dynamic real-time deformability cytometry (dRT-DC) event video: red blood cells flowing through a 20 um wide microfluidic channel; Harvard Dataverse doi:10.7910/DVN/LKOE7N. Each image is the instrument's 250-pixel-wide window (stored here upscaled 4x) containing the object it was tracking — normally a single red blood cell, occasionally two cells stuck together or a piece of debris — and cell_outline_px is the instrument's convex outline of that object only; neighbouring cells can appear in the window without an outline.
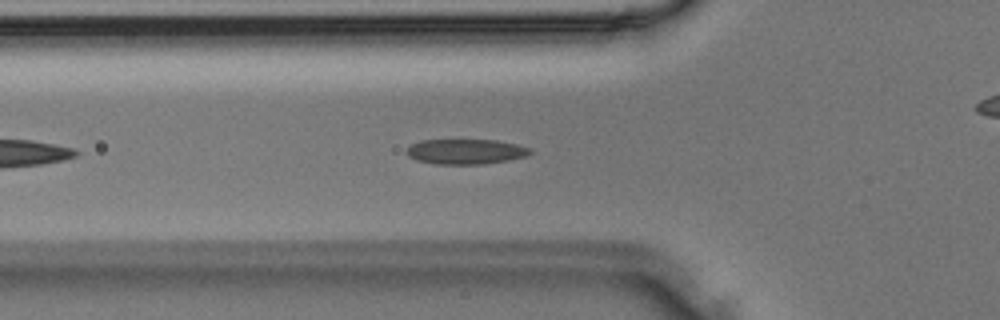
{"species": "Egyptian fruit bat (a non-hibernating species)", "species_latin": "Rousettus aegyptiacus", "temperature_condition": "room temperature", "stored_images_in_passage": 17, "camera_frame_rate_fps": 3000, "um_per_image_px": 0.085, "animal": {"sex": "male"}, "frame": {"image": 1, "passage_image": 5, "time_ms": 1.333, "image_size_px": [1000, 320], "cell_outline_px": [[532, 152], [528, 156], [508, 160], [484, 164], [436, 164], [416, 160], [408, 156], [404, 152], [412, 144], [420, 140], [496, 140], [516, 144], [532, 148]], "centroid_in_image_um": [39.59, 12.88], "position_along_channel_um": 86.2, "area_um2": 18.21}}
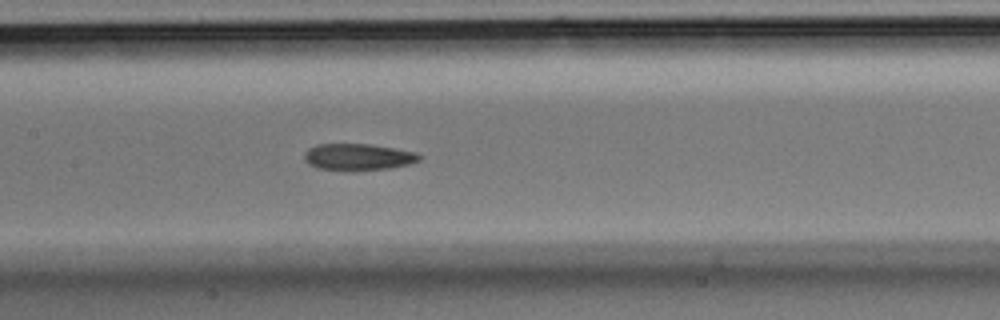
{"frame": {"image": 2, "passage_image": 10, "time_ms": 3.0, "image_size_px": [1000, 320], "cell_outline_px": [[420, 160], [408, 164], [388, 168], [352, 172], [316, 168], [308, 164], [304, 160], [304, 152], [308, 148], [316, 144], [368, 144], [396, 148], [416, 152], [420, 156]], "centroid_in_image_um": [30.38, 13.35], "position_along_channel_um": 177.0, "area_um2": 18.21}}
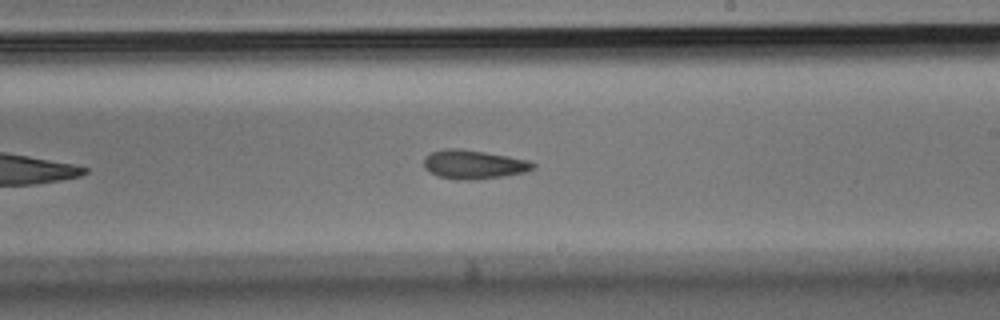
{"frame": {"image": 3, "passage_image": 14, "time_ms": 4.333, "image_size_px": [1000, 320], "cell_outline_px": [[536, 168], [524, 172], [500, 176], [464, 180], [436, 176], [424, 168], [424, 156], [432, 152], [444, 148], [460, 148], [508, 156], [528, 160], [536, 164]], "centroid_in_image_um": [40.23, 13.96], "position_along_channel_um": 248.8, "area_um2": 18.21}}